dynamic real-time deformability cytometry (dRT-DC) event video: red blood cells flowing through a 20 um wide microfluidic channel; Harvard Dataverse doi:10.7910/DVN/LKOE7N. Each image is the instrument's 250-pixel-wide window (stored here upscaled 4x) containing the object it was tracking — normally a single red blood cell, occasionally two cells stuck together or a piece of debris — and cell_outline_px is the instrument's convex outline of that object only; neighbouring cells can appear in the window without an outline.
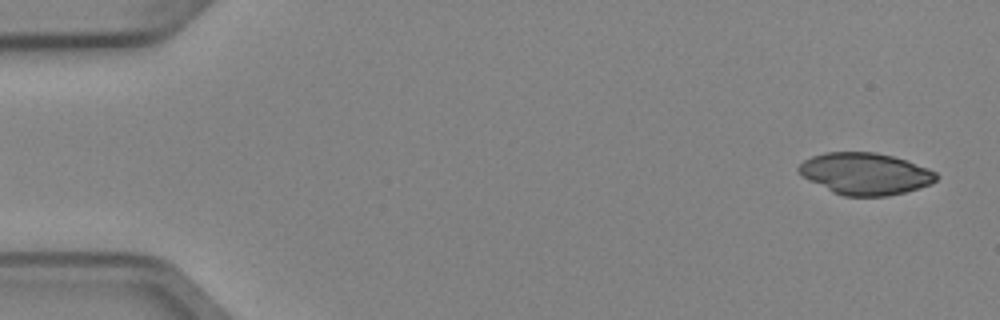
{"species": "Egyptian fruit bat (a non-hibernating species)", "species_latin": "Rousettus aegyptiacus", "temperature_condition": "cold", "stored_images_in_passage": 4, "segment_of_instrument_passage": [2, 2], "camera_frame_rate_fps": 3000, "um_per_image_px": 0.085, "animal": {"sex": "female"}, "frame": {"image": 1, "passage_image": 4, "time_ms": 1.0, "image_size_px": [1000, 320], "cell_outline_px": [[940, 176], [932, 184], [904, 192], [888, 196], [844, 196], [832, 192], [808, 180], [796, 168], [804, 160], [812, 156], [824, 152], [876, 152], [892, 156], [928, 168], [936, 172]], "centroid_in_image_um": [73.55, 14.77], "position_along_channel_um": 11.5, "area_um2": 33.47}}